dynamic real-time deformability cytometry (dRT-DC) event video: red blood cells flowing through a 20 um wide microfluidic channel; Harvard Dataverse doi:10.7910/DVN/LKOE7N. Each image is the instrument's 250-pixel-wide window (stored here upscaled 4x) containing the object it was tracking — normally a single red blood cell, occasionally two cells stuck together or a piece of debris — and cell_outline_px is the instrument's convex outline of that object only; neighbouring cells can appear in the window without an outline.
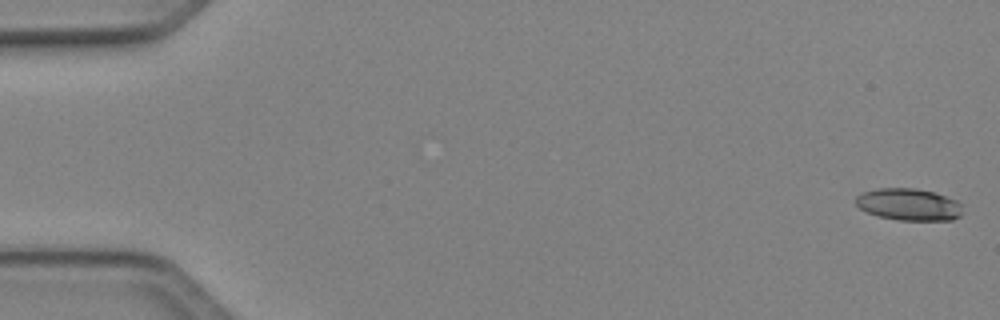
{"species": "Egyptian fruit bat (a non-hibernating species)", "species_latin": "Rousettus aegyptiacus", "temperature_condition": "cold", "stored_images_in_passage": 50, "camera_frame_rate_fps": 3000, "um_per_image_px": 0.085, "animal": {"sex": "female"}, "frame": {"image": 1, "passage_image": 1, "time_ms": 0.0, "image_size_px": [1000, 320], "cell_outline_px": [[960, 216], [952, 220], [900, 220], [880, 216], [868, 212], [860, 208], [856, 204], [856, 196], [860, 192], [876, 188], [912, 188], [932, 192], [956, 200], [960, 204]], "centroid_in_image_um": [77.2, 17.37], "position_along_channel_um": 7.8, "area_um2": 19.65}}
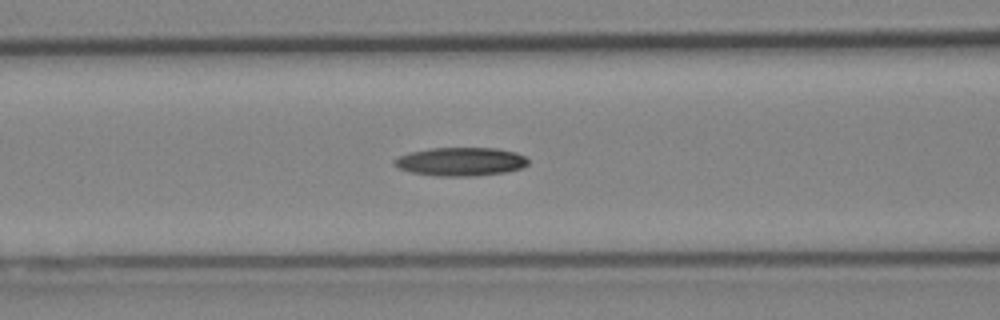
{"frame": {"image": 2, "passage_image": 21, "time_ms": 6.667, "image_size_px": [1000, 320], "cell_outline_px": [[528, 164], [520, 168], [504, 172], [472, 176], [436, 176], [412, 172], [400, 168], [392, 164], [392, 160], [408, 152], [428, 148], [496, 148], [516, 152], [524, 156], [528, 160]], "centroid_in_image_um": [39.12, 13.73], "position_along_channel_um": 127.5, "area_um2": 22.2}}
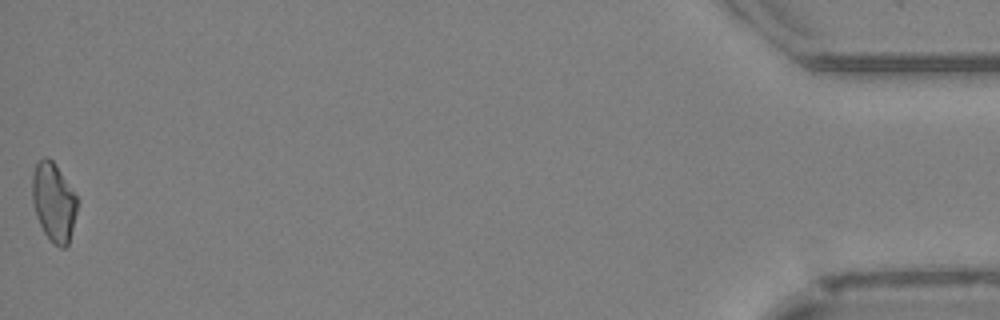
{"frame": {"image": 3, "passage_image": 50, "time_ms": 16.333, "image_size_px": [1000, 320], "cell_outline_px": [[80, 200], [68, 244], [64, 248], [60, 248], [44, 232], [36, 216], [32, 204], [32, 176], [36, 164], [44, 156], [48, 156], [52, 160]], "centroid_in_image_um": [4.57, 17.15], "position_along_channel_um": 430.6, "area_um2": 20.63}}